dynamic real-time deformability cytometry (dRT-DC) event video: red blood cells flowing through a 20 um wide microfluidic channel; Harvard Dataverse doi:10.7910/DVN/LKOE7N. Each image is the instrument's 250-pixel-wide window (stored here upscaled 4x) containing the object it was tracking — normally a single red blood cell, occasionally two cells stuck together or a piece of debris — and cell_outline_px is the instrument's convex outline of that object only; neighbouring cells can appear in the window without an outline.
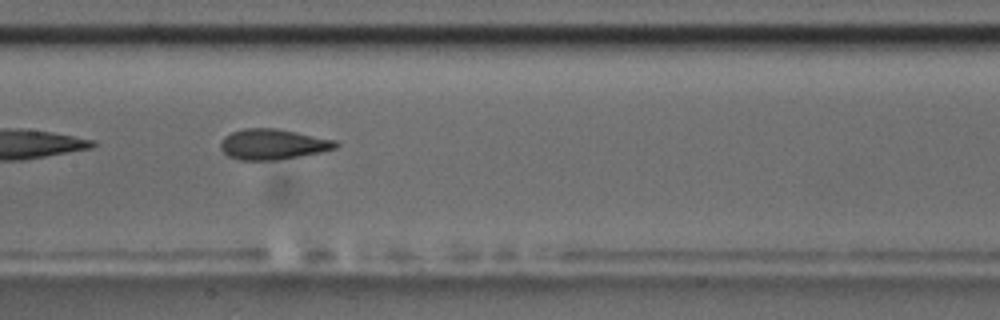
{"species": "common noctule bat (a hibernating species)", "species_latin": "Nyctalus noctula", "temperature_condition": "room temperature", "stored_images_in_passage": 5, "camera_frame_rate_fps": 3000, "um_per_image_px": 0.085, "animal": {"sex": "male", "body_mass_g": 17.5, "forearm_length_mm": 52.3}, "frame": {"image": 1, "passage_image": 4, "time_ms": 3.667, "image_size_px": [1000, 320], "cell_outline_px": [[340, 144], [336, 148], [320, 152], [300, 156], [276, 160], [240, 160], [228, 156], [220, 148], [220, 144], [224, 136], [232, 132], [244, 128], [276, 128], [336, 140]], "centroid_in_image_um": [23.19, 12.26], "position_along_channel_um": 184.2, "area_um2": 20.46}}